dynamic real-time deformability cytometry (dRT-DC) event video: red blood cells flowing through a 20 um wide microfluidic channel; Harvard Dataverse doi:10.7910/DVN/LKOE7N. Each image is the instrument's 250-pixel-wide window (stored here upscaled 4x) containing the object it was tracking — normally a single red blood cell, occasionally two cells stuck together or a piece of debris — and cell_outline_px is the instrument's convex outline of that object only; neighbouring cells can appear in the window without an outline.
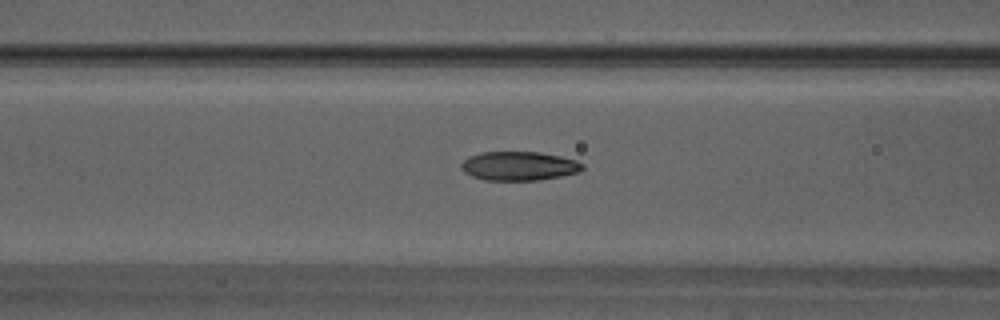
{"species": "Egyptian fruit bat (a non-hibernating species)", "species_latin": "Rousettus aegyptiacus", "temperature_condition": "warm", "stored_images_in_passage": 8, "camera_frame_rate_fps": 3000, "um_per_image_px": 0.085, "animal": {"sex": "male"}, "frame": {"image": 1, "passage_image": 4, "time_ms": 1.0, "image_size_px": [1000, 320], "cell_outline_px": [[580, 168], [568, 172], [548, 176], [488, 176], [500, 152], [516, 152], [548, 156], [568, 160], [576, 164]], "centroid_in_image_um": [45.04, 14.05], "position_along_channel_um": 121.6, "area_um2": 11.79}}
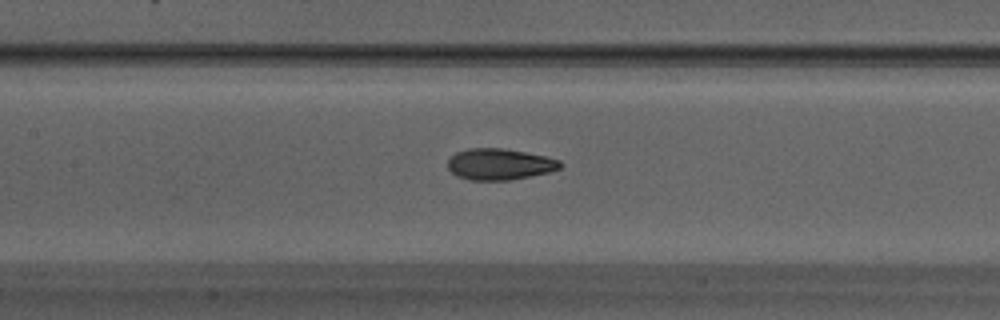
{"frame": {"image": 2, "passage_image": 7, "time_ms": 2.0, "image_size_px": [1000, 320], "cell_outline_px": [[556, 164], [552, 168], [536, 172], [516, 176], [472, 176], [480, 152], [512, 152], [532, 156], [548, 160]], "centroid_in_image_um": [43.27, 13.98], "position_along_channel_um": 164.1, "area_um2": 11.04}}